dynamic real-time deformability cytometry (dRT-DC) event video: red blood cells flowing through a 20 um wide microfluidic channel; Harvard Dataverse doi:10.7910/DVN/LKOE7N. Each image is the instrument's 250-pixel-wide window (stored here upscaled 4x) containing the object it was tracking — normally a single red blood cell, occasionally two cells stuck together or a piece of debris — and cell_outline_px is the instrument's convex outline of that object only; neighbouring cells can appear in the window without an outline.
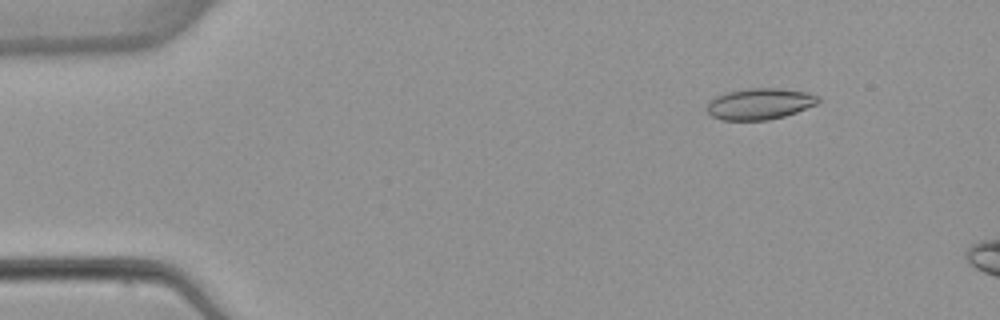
{"species": "common noctule bat (a hibernating species)", "species_latin": "Nyctalus noctula", "temperature_condition": "warm", "stored_images_in_passage": 3, "camera_frame_rate_fps": 3000, "um_per_image_px": 0.085, "animal": {"sex": "female", "body_mass_g": 22.7, "forearm_length_mm": 54.2}, "frame": {"image": 1, "passage_image": 2, "time_ms": 1.333, "image_size_px": [1000, 320], "cell_outline_px": [[820, 100], [816, 104], [796, 112], [784, 116], [768, 120], [720, 120], [712, 116], [708, 112], [708, 104], [716, 96], [728, 92], [748, 88], [780, 88], [808, 92], [820, 96]], "centroid_in_image_um": [64.61, 8.82], "position_along_channel_um": 20.4, "area_um2": 20.17}}